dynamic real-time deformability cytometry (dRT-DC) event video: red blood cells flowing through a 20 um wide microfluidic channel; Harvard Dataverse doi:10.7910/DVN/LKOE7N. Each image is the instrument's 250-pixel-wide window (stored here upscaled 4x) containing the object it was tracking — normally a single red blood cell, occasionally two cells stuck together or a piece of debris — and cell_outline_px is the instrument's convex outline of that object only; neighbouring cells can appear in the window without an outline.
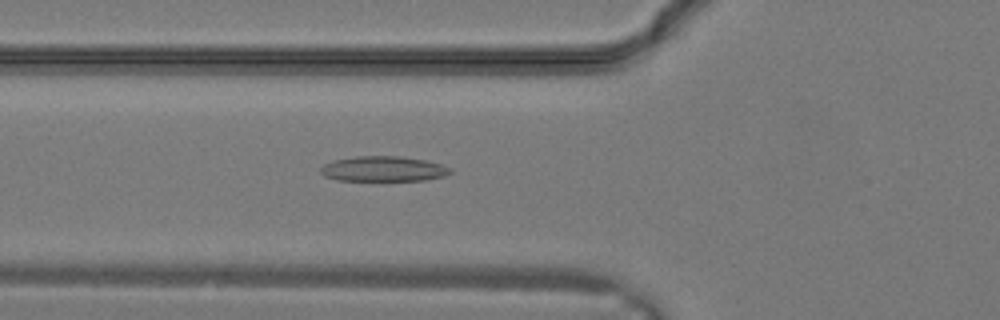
{"species": "common noctule bat (a hibernating species)", "species_latin": "Nyctalus noctula", "temperature_condition": "warm", "stored_images_in_passage": 30, "camera_frame_rate_fps": 3000, "um_per_image_px": 0.085, "animal": {"sex": "male", "body_mass_g": 19.2, "forearm_length_mm": 51.8}, "frame": {"image": 1, "passage_image": 12, "time_ms": 3.667, "image_size_px": [1000, 320], "cell_outline_px": [[452, 172], [444, 176], [424, 180], [336, 180], [324, 176], [320, 172], [320, 168], [324, 164], [332, 160], [356, 156], [400, 156], [424, 160], [440, 164], [452, 168]], "centroid_in_image_um": [32.56, 14.35], "position_along_channel_um": 93.2, "area_um2": 19.02}}
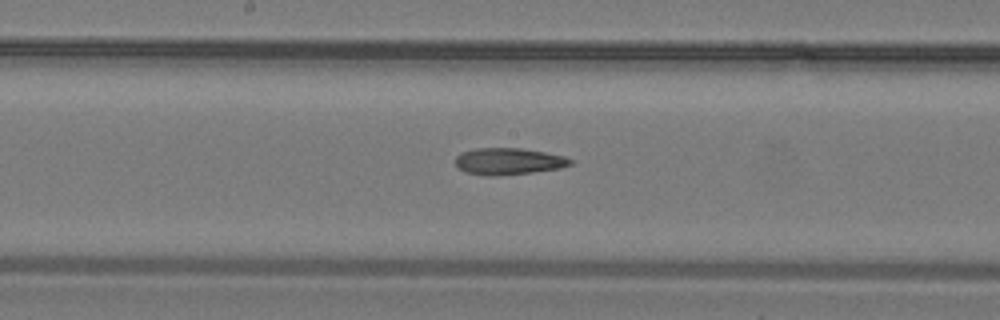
{"frame": {"image": 2, "passage_image": 17, "time_ms": 5.333, "image_size_px": [1000, 320], "cell_outline_px": [[572, 164], [560, 168], [532, 172], [496, 176], [488, 176], [464, 172], [456, 164], [456, 156], [460, 152], [476, 148], [520, 148], [544, 152], [564, 156], [572, 160]], "centroid_in_image_um": [43.2, 13.71], "position_along_channel_um": 205.0, "area_um2": 17.86}}
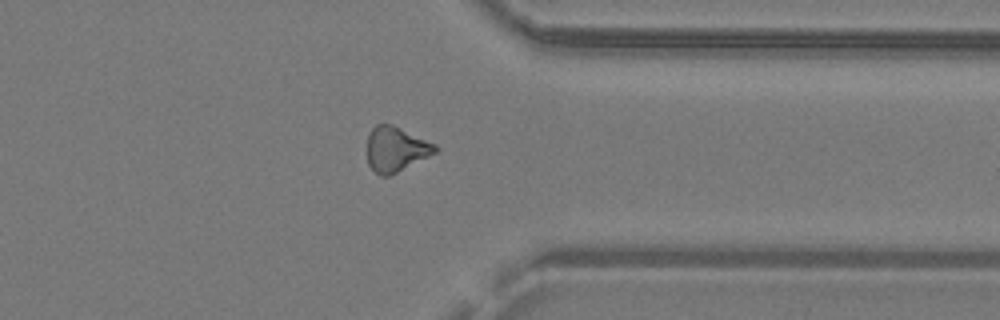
{"frame": {"image": 3, "passage_image": 25, "time_ms": 8.0, "image_size_px": [1000, 320], "cell_outline_px": [[440, 148], [436, 152], [388, 176], [380, 176], [368, 164], [368, 132], [376, 124], [392, 124], [436, 144]], "centroid_in_image_um": [33.64, 12.65], "position_along_channel_um": 377.8, "area_um2": 17.57}}